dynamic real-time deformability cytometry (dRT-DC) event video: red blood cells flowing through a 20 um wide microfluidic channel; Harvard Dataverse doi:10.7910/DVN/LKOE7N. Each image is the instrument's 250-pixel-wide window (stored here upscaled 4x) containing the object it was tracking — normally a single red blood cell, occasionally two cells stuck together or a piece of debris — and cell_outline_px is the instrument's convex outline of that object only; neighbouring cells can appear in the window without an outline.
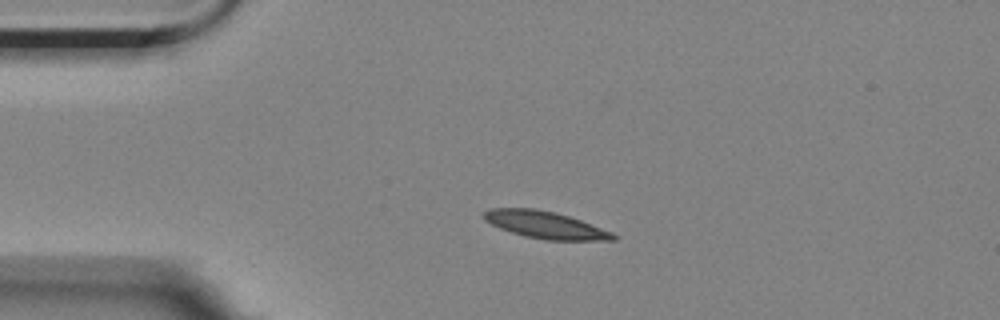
{"species": "Egyptian fruit bat (a non-hibernating species)", "species_latin": "Rousettus aegyptiacus", "temperature_condition": "room temperature", "stored_images_in_passage": 4, "camera_frame_rate_fps": 3000, "um_per_image_px": 0.085, "animal": {"sex": "female"}, "frame": {"image": 1, "passage_image": 3, "time_ms": 2.0, "image_size_px": [1000, 320], "cell_outline_px": [[616, 240], [544, 240], [524, 236], [500, 228], [484, 220], [484, 212], [492, 208], [532, 208], [552, 212], [568, 216], [580, 220], [612, 232], [616, 236]], "centroid_in_image_um": [46.34, 19.12], "position_along_channel_um": 38.7, "area_um2": 20.11}}